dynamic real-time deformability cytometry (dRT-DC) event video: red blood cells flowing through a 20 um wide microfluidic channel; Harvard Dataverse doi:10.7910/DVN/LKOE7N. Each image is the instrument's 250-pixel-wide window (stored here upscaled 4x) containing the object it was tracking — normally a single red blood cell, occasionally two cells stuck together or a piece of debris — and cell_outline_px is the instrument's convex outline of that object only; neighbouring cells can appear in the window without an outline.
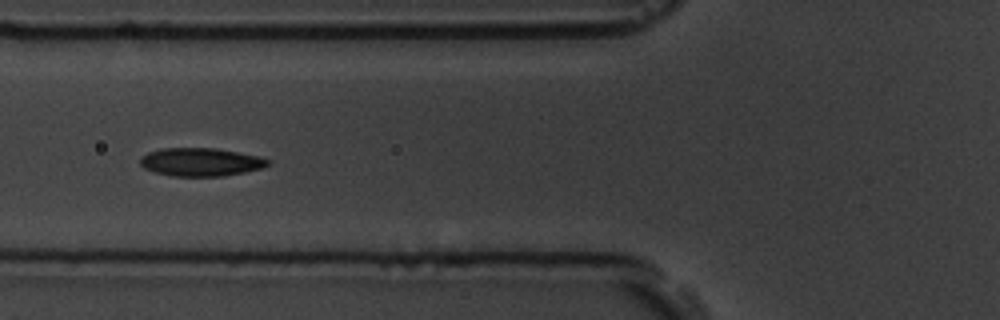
{"species": "common noctule bat (a hibernating species)", "species_latin": "Nyctalus noctula", "temperature_condition": "room temperature", "stored_images_in_passage": 16, "camera_frame_rate_fps": 3000, "um_per_image_px": 0.085, "animal": {"sex": "male", "body_mass_g": 19.5, "forearm_length_mm": 54.6}, "frame": {"image": 1, "passage_image": 7, "time_ms": 6.667, "image_size_px": [1000, 320], "cell_outline_px": [[272, 164], [260, 168], [244, 172], [224, 176], [172, 176], [156, 172], [144, 168], [140, 164], [140, 156], [148, 152], [160, 148], [216, 148], [260, 156], [272, 160]], "centroid_in_image_um": [17.08, 13.76], "position_along_channel_um": 108.7, "area_um2": 21.15}}
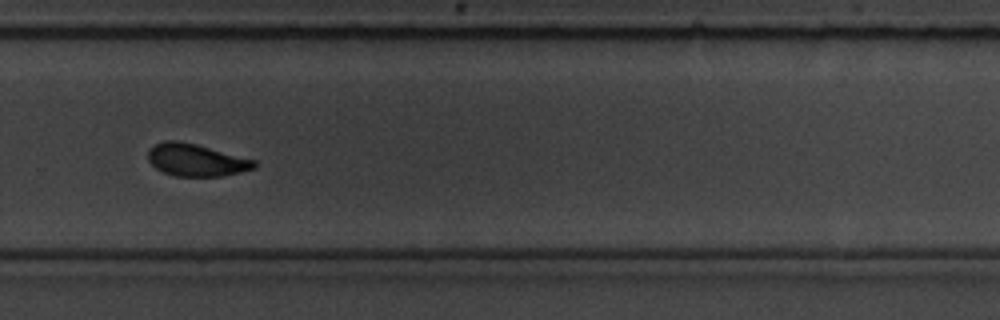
{"frame": {"image": 2, "passage_image": 12, "time_ms": 12.333, "image_size_px": [1000, 320], "cell_outline_px": [[256, 168], [224, 176], [176, 176], [164, 172], [156, 168], [148, 160], [148, 148], [164, 140], [176, 140], [196, 144], [256, 160]], "centroid_in_image_um": [16.67, 13.6], "position_along_channel_um": 313.1, "area_um2": 20.0}, "authors_computed_cell_mechanics": {"area_um2": 21.097, "velocity_mm_per_s": 3.6067, "shape_relaxation_time_tau1_ms": 4.753, "shape_relaxation_time_tau2_ms": null, "deformation_change_tau1": 0.1223, "deformation_change_tau2": null}}